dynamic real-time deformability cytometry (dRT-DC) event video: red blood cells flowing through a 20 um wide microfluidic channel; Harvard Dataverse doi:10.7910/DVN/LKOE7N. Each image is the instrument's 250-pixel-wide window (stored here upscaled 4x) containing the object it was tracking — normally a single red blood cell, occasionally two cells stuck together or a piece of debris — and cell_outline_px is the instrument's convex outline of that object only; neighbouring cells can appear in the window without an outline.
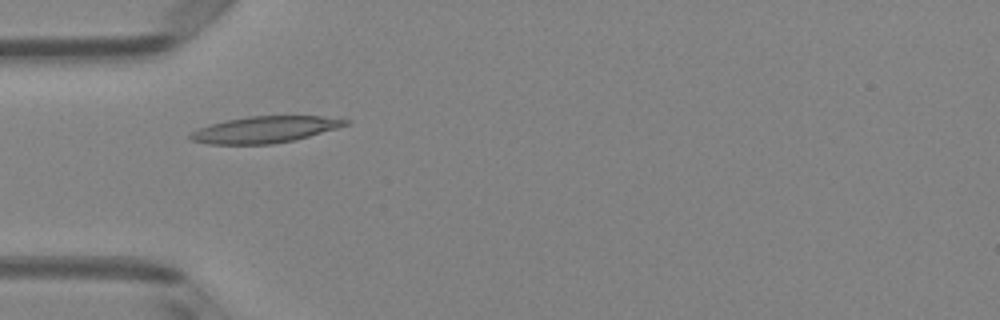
{"species": "Egyptian fruit bat (a non-hibernating species)", "species_latin": "Rousettus aegyptiacus", "temperature_condition": "room temperature", "stored_images_in_passage": 8, "camera_frame_rate_fps": 3000, "um_per_image_px": 0.085, "animal": {"sex": "female"}, "frame": {"image": 1, "passage_image": 5, "time_ms": 1.333, "image_size_px": [1000, 320], "cell_outline_px": [[352, 124], [308, 136], [292, 140], [272, 144], [208, 144], [192, 140], [188, 136], [192, 132], [200, 128], [212, 124], [228, 120], [248, 116], [320, 116], [352, 120]], "centroid_in_image_um": [22.57, 11.01], "position_along_channel_um": 62.4, "area_um2": 23.7}}
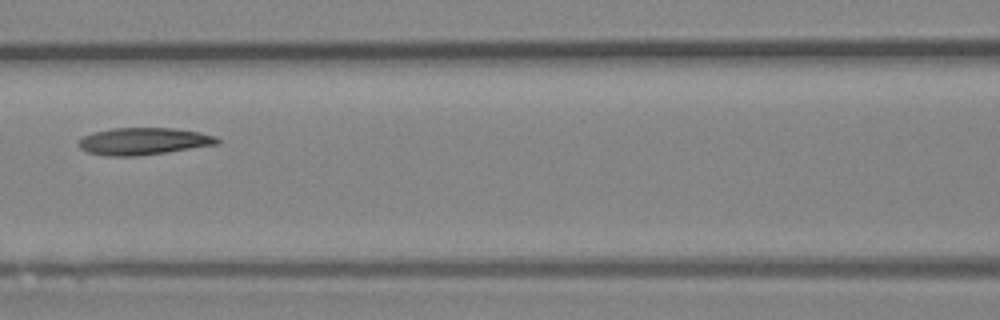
{"frame": {"image": 2, "passage_image": 7, "time_ms": 2.0, "image_size_px": [1000, 320], "cell_outline_px": [[220, 144], [168, 152], [140, 156], [108, 156], [88, 152], [80, 148], [76, 144], [84, 136], [92, 132], [112, 128], [176, 128], [200, 132], [216, 136], [220, 140]], "centroid_in_image_um": [12.22, 12.01], "position_along_channel_um": 154.4, "area_um2": 22.14}}
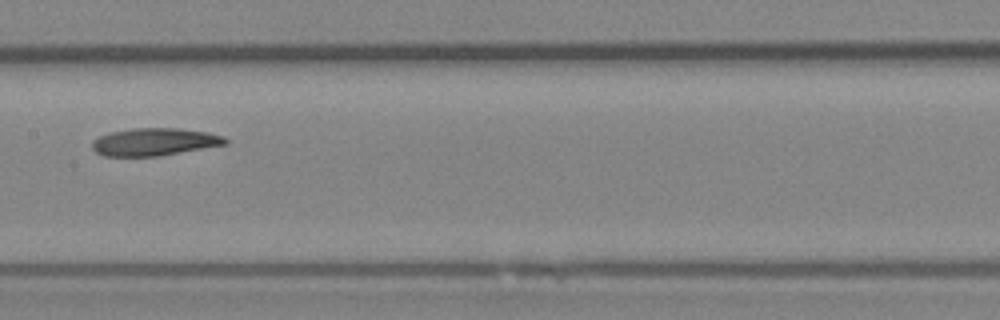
{"frame": {"image": 3, "passage_image": 8, "time_ms": 2.333, "image_size_px": [1000, 320], "cell_outline_px": [[228, 144], [160, 156], [104, 156], [96, 152], [92, 148], [92, 140], [108, 132], [132, 128], [180, 128], [208, 132], [224, 136], [228, 140]], "centroid_in_image_um": [13.14, 12.05], "position_along_channel_um": 194.3, "area_um2": 21.62}}